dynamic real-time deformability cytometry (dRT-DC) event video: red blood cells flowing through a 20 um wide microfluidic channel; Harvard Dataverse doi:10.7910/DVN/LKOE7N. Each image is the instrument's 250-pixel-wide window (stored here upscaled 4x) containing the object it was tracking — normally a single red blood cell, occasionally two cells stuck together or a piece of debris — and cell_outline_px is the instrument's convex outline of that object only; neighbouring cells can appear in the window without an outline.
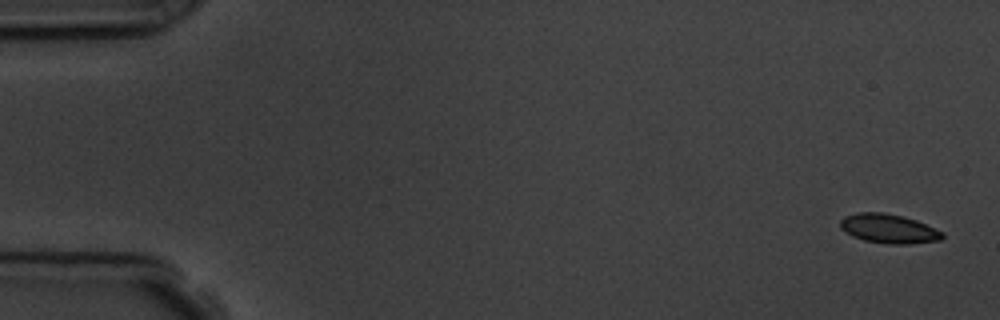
{"species": "common noctule bat (a hibernating species)", "species_latin": "Nyctalus noctula", "temperature_condition": "room temperature", "stored_images_in_passage": 4, "camera_frame_rate_fps": 3000, "um_per_image_px": 0.085, "animal": {"sex": "male", "body_mass_g": 19.5, "forearm_length_mm": 54.6}, "frame": {"image": 1, "passage_image": 1, "time_ms": 0.0, "image_size_px": [1000, 320], "cell_outline_px": [[944, 236], [940, 240], [908, 244], [888, 244], [864, 240], [852, 236], [840, 228], [840, 220], [844, 216], [856, 212], [884, 212], [904, 216], [916, 220], [944, 232]], "centroid_in_image_um": [75.53, 19.42], "position_along_channel_um": 9.5, "area_um2": 17.51}}
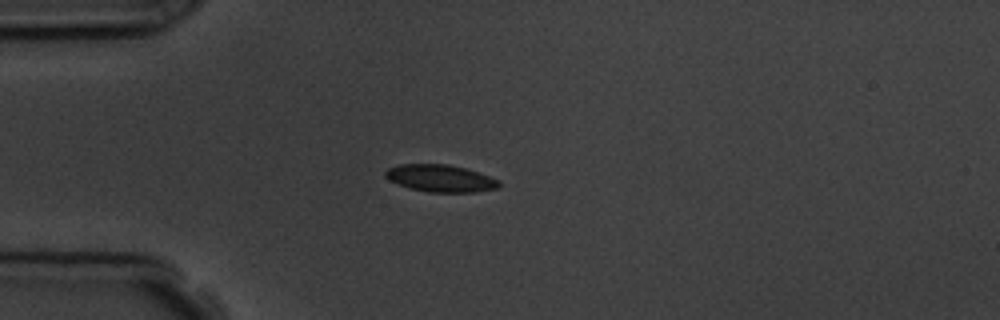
{"frame": {"image": 2, "passage_image": 4, "time_ms": 4.333, "image_size_px": [1000, 320], "cell_outline_px": [[500, 188], [476, 192], [428, 192], [408, 188], [388, 180], [384, 176], [384, 172], [388, 168], [400, 164], [448, 164], [464, 168], [500, 180]], "centroid_in_image_um": [37.42, 15.16], "position_along_channel_um": 47.6, "area_um2": 18.09}}